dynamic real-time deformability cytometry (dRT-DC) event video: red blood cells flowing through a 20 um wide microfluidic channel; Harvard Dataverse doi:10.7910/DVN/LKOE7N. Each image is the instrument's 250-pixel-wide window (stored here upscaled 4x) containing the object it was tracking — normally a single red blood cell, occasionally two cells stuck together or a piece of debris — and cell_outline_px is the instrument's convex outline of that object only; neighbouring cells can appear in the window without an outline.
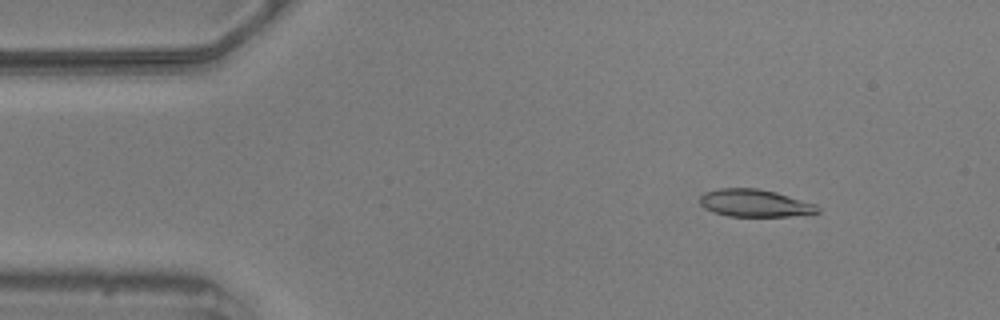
{"species": "common noctule bat (a hibernating species)", "species_latin": "Nyctalus noctula", "temperature_condition": "warm", "stored_images_in_passage": 56, "camera_frame_rate_fps": 3000, "um_per_image_px": 0.085, "animal": {"sex": "male", "body_mass_g": 20.5, "forearm_length_mm": 52.5}, "frame": {"image": 1, "passage_image": 7, "time_ms": 2.0, "image_size_px": [1000, 320], "cell_outline_px": [[820, 212], [788, 216], [728, 216], [712, 212], [704, 208], [700, 204], [700, 196], [704, 192], [720, 188], [756, 188], [776, 192], [816, 204], [820, 208]], "centroid_in_image_um": [64.13, 17.26], "position_along_channel_um": 20.9, "area_um2": 18.84}}
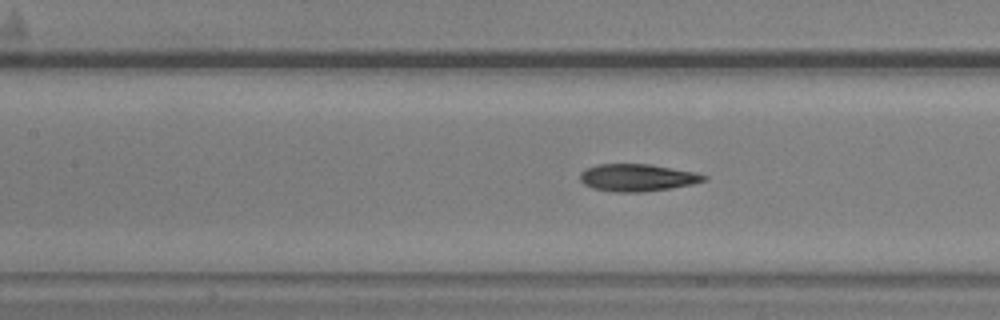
{"frame": {"image": 2, "passage_image": 24, "time_ms": 7.667, "image_size_px": [1000, 320], "cell_outline_px": [[708, 176], [704, 180], [692, 184], [644, 192], [616, 192], [592, 188], [584, 184], [580, 180], [580, 172], [584, 168], [596, 164], [652, 164], [696, 172]], "centroid_in_image_um": [54.13, 15.08], "position_along_channel_um": 153.3, "area_um2": 19.77}}
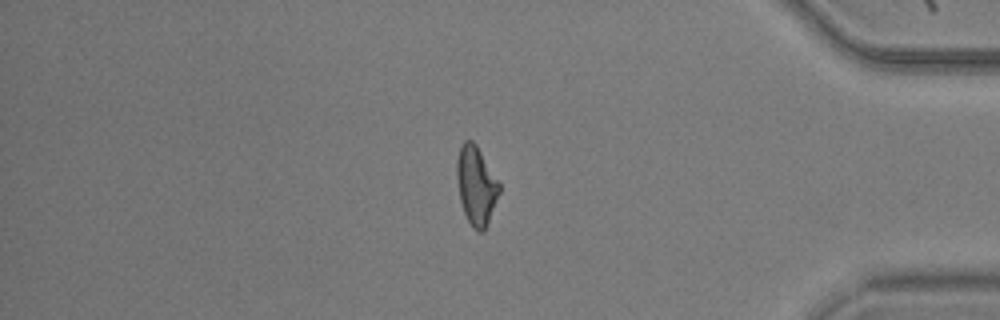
{"frame": {"image": 3, "passage_image": 47, "time_ms": 15.333, "image_size_px": [1000, 320], "cell_outline_px": [[500, 192], [484, 232], [476, 232], [472, 228], [464, 212], [460, 200], [456, 176], [456, 160], [460, 148], [464, 140], [472, 140], [476, 144], [500, 184]], "centroid_in_image_um": [40.46, 15.78], "position_along_channel_um": 394.7, "area_um2": 19.42}, "authors_computed_cell_mechanics": {"area_um2": 19.4786, "velocity_mm_per_s": 3.5883, "shape_relaxation_time_tau1_ms": 4.1251, "shape_relaxation_time_tau2_ms": 3.9896, "deformation_change_tau1": 0.158, "deformation_change_tau2": 0.1281}}